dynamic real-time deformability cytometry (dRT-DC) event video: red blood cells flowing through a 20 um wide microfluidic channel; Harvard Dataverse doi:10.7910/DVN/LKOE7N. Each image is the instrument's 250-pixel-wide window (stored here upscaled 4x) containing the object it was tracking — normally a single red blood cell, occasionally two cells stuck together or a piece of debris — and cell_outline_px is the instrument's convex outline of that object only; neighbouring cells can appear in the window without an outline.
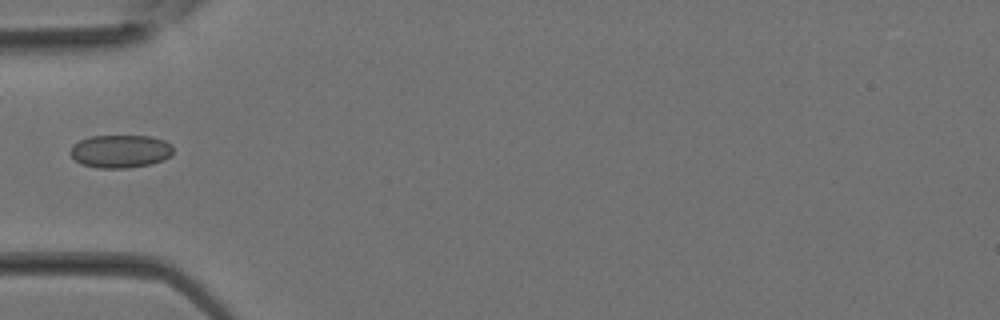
{"species": "Egyptian fruit bat (a non-hibernating species)", "species_latin": "Rousettus aegyptiacus", "temperature_condition": "room temperature", "stored_images_in_passage": 22, "camera_frame_rate_fps": 3000, "um_per_image_px": 0.085, "animal": {"sex": "female"}, "frame": {"image": 1, "passage_image": 1, "time_ms": 0.0, "image_size_px": [1000, 320], "cell_outline_px": [[172, 152], [164, 160], [152, 164], [128, 168], [96, 168], [80, 164], [68, 152], [72, 144], [80, 140], [92, 136], [152, 136], [164, 140], [172, 144]], "centroid_in_image_um": [10.21, 12.86], "position_along_channel_um": 74.8, "area_um2": 20.0}}
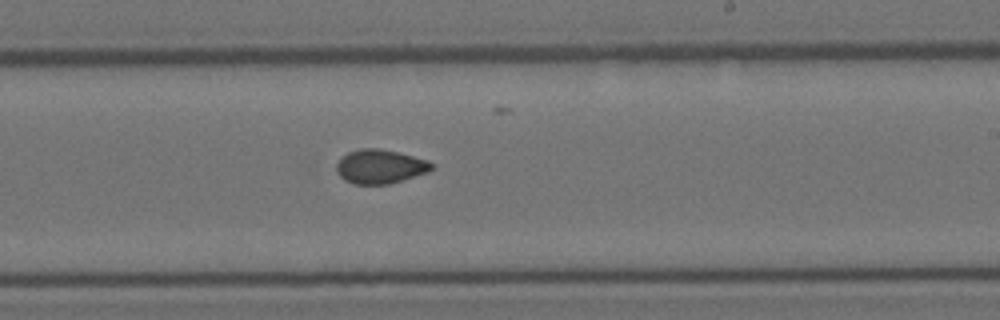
{"frame": {"image": 2, "passage_image": 10, "time_ms": 3.0, "image_size_px": [1000, 320], "cell_outline_px": [[436, 168], [428, 172], [388, 184], [352, 184], [344, 180], [336, 172], [336, 164], [348, 152], [360, 148], [380, 148], [428, 160]], "centroid_in_image_um": [32.3, 14.16], "position_along_channel_um": 256.7, "area_um2": 18.84}}
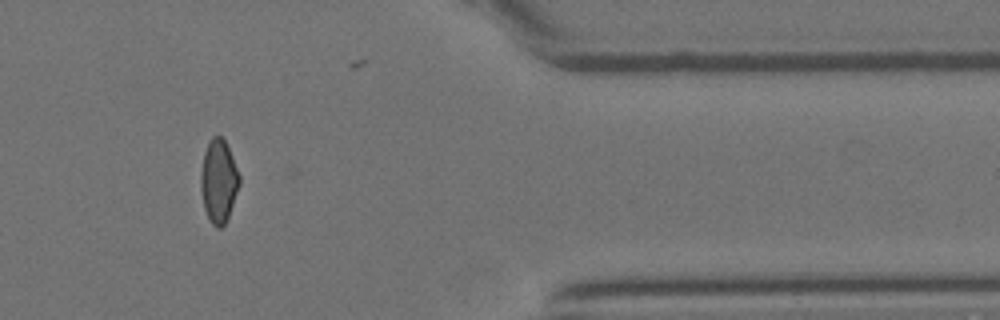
{"frame": {"image": 3, "passage_image": 18, "time_ms": 5.667, "image_size_px": [1000, 320], "cell_outline_px": [[240, 184], [228, 216], [224, 224], [220, 228], [216, 228], [212, 224], [204, 208], [200, 188], [200, 172], [204, 152], [212, 136], [220, 136], [224, 140], [232, 156], [240, 176]], "centroid_in_image_um": [18.57, 15.39], "position_along_channel_um": 392.8, "area_um2": 18.55}}